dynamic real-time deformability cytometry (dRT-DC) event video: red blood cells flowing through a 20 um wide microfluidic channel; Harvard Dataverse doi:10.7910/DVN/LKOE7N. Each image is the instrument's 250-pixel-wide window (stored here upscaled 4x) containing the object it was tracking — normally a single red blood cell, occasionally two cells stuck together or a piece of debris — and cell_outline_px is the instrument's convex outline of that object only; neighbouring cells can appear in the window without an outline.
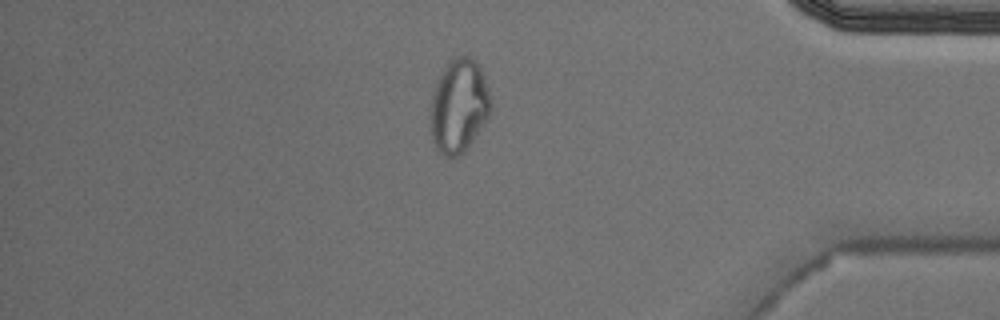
{"species": "Egyptian fruit bat (a non-hibernating species)", "species_latin": "Rousettus aegyptiacus", "temperature_condition": "cold", "stored_images_in_passage": 54, "camera_frame_rate_fps": 3000, "um_per_image_px": 0.085, "animal": {"sex": "male"}, "frame": {"image": 1, "passage_image": 46, "time_ms": 15.0, "image_size_px": [1000, 320], "cell_outline_px": [[492, 112], [464, 152], [448, 160], [436, 148], [432, 140], [432, 96], [436, 84], [440, 76], [448, 64], [456, 56], [472, 56], [476, 60], [484, 76], [492, 100]], "centroid_in_image_um": [39.05, 9.02], "position_along_channel_um": 396.1, "area_um2": 32.66}, "authors_computed_cell_mechanics": {"area_um2": 24.7095, "velocity_mm_per_s": 3.6733, "shape_relaxation_time_tau1_ms": null, "shape_relaxation_time_tau2_ms": 1.7788, "deformation_change_tau1": null, "deformation_change_tau2": 0.061}}